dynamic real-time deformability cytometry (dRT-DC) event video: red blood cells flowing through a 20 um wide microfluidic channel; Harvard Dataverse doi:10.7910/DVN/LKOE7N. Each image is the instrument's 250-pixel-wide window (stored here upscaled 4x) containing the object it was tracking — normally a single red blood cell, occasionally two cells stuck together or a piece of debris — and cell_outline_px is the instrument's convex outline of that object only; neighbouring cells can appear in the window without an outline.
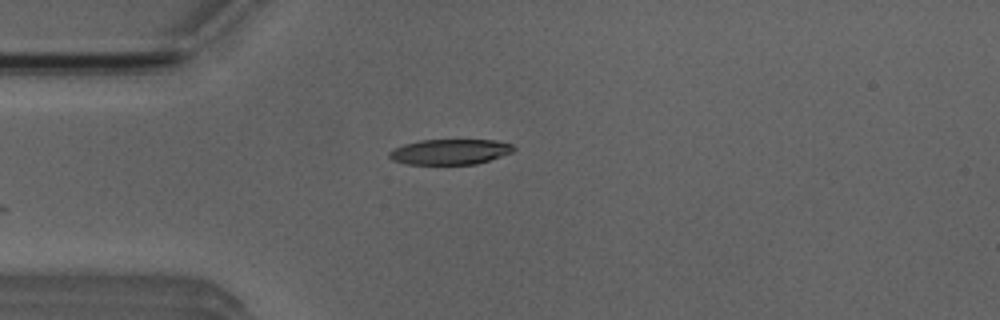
{"species": "Egyptian fruit bat (a non-hibernating species)", "species_latin": "Rousettus aegyptiacus", "temperature_condition": "room temperature", "stored_images_in_passage": 4, "camera_frame_rate_fps": 3000, "um_per_image_px": 0.085, "animal": {"sex": "male"}, "frame": {"image": 1, "passage_image": 4, "time_ms": 3.333, "image_size_px": [1000, 320], "cell_outline_px": [[516, 148], [512, 152], [476, 164], [408, 164], [392, 160], [388, 156], [388, 152], [404, 144], [420, 140], [496, 140], [512, 144]], "centroid_in_image_um": [38.25, 12.9], "position_along_channel_um": 46.8, "area_um2": 18.26}}